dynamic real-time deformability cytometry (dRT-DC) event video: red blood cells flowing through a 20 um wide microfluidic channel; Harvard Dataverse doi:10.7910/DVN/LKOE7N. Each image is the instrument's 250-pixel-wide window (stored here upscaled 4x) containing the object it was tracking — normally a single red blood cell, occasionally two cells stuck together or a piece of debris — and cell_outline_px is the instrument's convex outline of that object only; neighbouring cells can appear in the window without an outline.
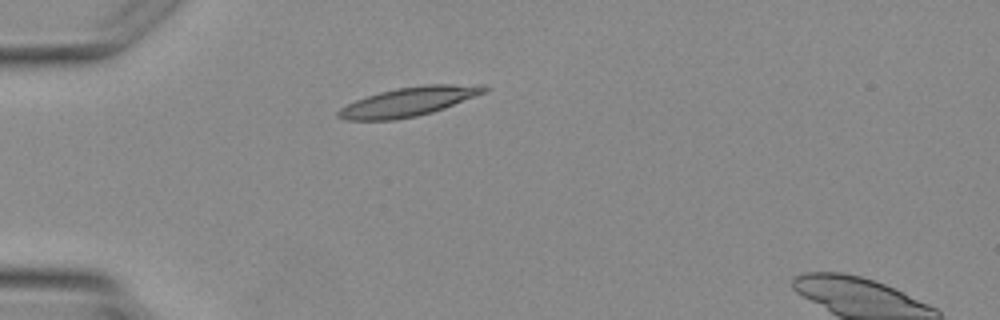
{"species": "Egyptian fruit bat (a non-hibernating species)", "species_latin": "Rousettus aegyptiacus", "temperature_condition": "warm", "stored_images_in_passage": 4, "camera_frame_rate_fps": 3000, "um_per_image_px": 0.085, "animal": {"sex": "female"}, "frame": {"image": 1, "passage_image": 4, "time_ms": 3.667, "image_size_px": [1000, 320], "cell_outline_px": [[492, 88], [484, 92], [444, 108], [432, 112], [416, 116], [396, 120], [344, 120], [336, 116], [336, 112], [340, 108], [356, 100], [380, 92], [396, 88], [424, 84], [484, 84]], "centroid_in_image_um": [34.75, 8.63], "position_along_channel_um": 50.3, "area_um2": 24.74}}